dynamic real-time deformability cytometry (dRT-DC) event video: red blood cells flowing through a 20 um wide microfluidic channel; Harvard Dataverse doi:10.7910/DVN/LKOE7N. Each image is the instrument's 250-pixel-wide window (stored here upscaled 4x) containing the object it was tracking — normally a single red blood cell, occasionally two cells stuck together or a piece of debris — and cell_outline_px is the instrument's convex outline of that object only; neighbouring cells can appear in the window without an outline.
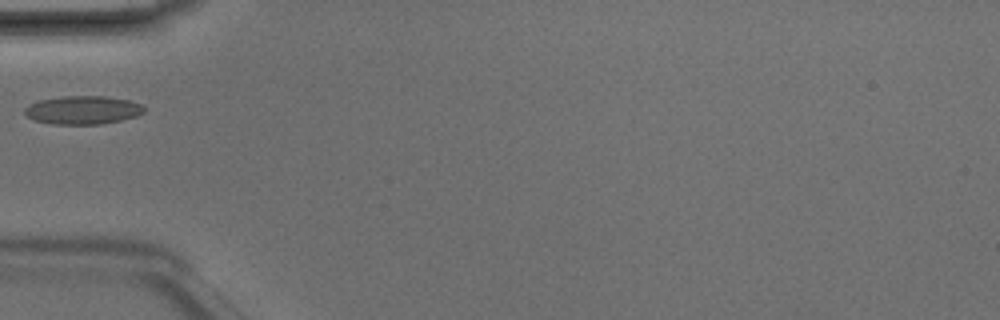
{"species": "Egyptian fruit bat (a non-hibernating species)", "species_latin": "Rousettus aegyptiacus", "temperature_condition": "room temperature", "stored_images_in_passage": 3, "camera_frame_rate_fps": 3000, "um_per_image_px": 0.085, "animal": {"sex": "male"}, "frame": {"image": 1, "passage_image": 3, "time_ms": 0.667, "image_size_px": [1000, 320], "cell_outline_px": [[144, 112], [136, 116], [120, 120], [100, 124], [52, 124], [36, 120], [28, 116], [24, 112], [24, 108], [28, 104], [40, 100], [64, 96], [108, 96], [128, 100], [140, 104], [144, 108]], "centroid_in_image_um": [7.03, 9.35], "position_along_channel_um": 78.0, "area_um2": 19.59}}